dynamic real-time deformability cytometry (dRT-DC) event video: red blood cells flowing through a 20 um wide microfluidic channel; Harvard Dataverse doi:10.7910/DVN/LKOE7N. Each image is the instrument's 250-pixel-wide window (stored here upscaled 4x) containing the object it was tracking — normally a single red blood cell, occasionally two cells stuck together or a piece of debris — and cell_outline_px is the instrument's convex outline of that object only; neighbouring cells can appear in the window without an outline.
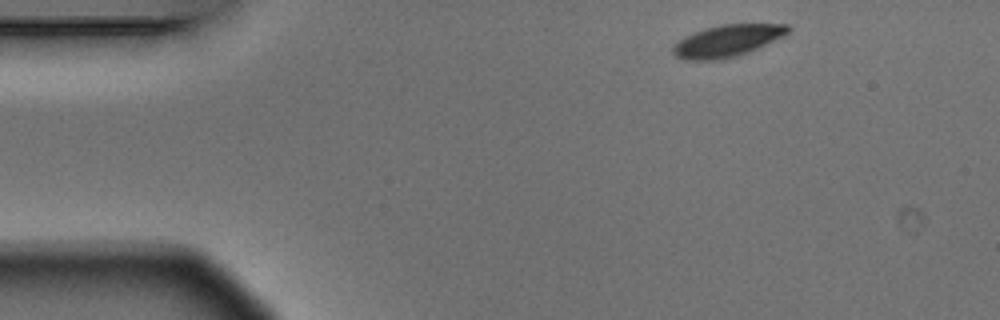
{"species": "Egyptian fruit bat (a non-hibernating species)", "species_latin": "Rousettus aegyptiacus", "temperature_condition": "warm", "stored_images_in_passage": 3, "camera_frame_rate_fps": 3000, "um_per_image_px": 0.085, "animal": {"sex": "male"}, "frame": {"image": 1, "passage_image": 1, "time_ms": 0.0, "image_size_px": [1000, 320], "cell_outline_px": [[792, 28], [784, 36], [748, 52], [736, 56], [720, 60], [684, 60], [676, 56], [672, 52], [672, 48], [684, 36], [720, 24], [788, 24]], "centroid_in_image_um": [61.84, 3.47], "position_along_channel_um": 23.2, "area_um2": 21.21}}